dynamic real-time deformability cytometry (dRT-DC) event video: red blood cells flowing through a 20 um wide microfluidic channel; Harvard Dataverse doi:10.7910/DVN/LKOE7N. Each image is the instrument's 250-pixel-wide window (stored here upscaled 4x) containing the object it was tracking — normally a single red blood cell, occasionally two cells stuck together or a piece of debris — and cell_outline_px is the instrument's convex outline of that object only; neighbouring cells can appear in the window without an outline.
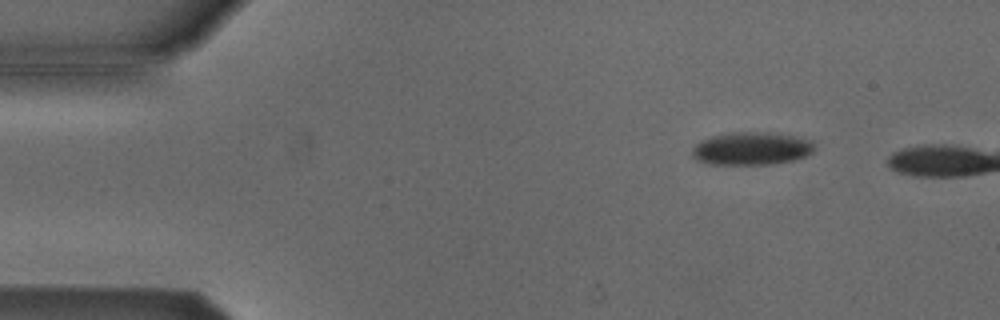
{"species": "Egyptian fruit bat (a non-hibernating species)", "species_latin": "Rousettus aegyptiacus", "temperature_condition": "cold", "stored_images_in_passage": 10, "camera_frame_rate_fps": 3000, "um_per_image_px": 0.085, "animal": {"sex": "male"}, "frame": {"image": 1, "passage_image": 1, "time_ms": 0.0, "image_size_px": [1000, 320], "cell_outline_px": [[816, 148], [812, 152], [796, 160], [772, 164], [708, 164], [696, 160], [692, 156], [692, 148], [700, 140], [712, 136], [732, 132], [768, 132], [792, 136], [812, 140]], "centroid_in_image_um": [63.87, 12.63], "position_along_channel_um": 21.1, "area_um2": 23.58}}